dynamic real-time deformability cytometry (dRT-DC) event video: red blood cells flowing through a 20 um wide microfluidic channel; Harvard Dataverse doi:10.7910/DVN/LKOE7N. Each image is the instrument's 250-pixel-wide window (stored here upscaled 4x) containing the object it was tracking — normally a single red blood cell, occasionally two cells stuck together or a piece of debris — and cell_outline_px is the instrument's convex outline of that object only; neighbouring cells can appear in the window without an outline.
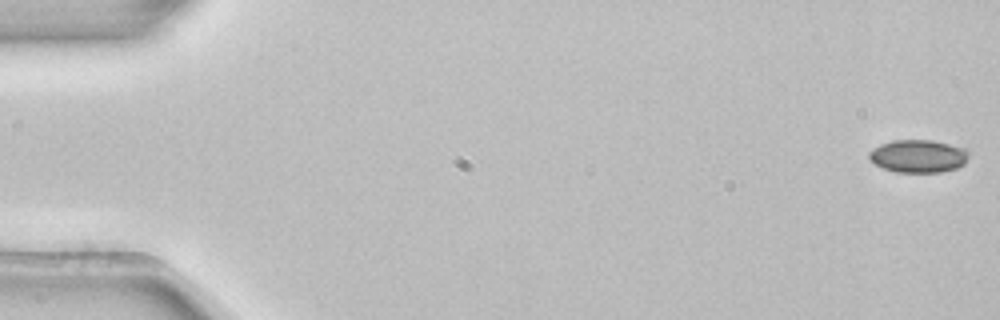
{"species": "common noctule bat (a hibernating species)", "species_latin": "Nyctalus noctula", "temperature_condition": "room temperature", "stored_images_in_passage": 54, "camera_frame_rate_fps": 3000, "um_per_image_px": 0.085, "animal": {"sex": "female", "body_mass_g": 22.7, "forearm_length_mm": 54.2}, "frame": {"image": 1, "passage_image": 1, "time_ms": 0.0, "image_size_px": [1000, 320], "cell_outline_px": [[968, 156], [964, 164], [956, 168], [940, 172], [896, 172], [884, 168], [876, 164], [868, 156], [868, 152], [872, 148], [880, 144], [892, 140], [932, 140], [964, 148], [968, 152]], "centroid_in_image_um": [78.03, 13.26], "position_along_channel_um": 7.0, "area_um2": 18.96}}
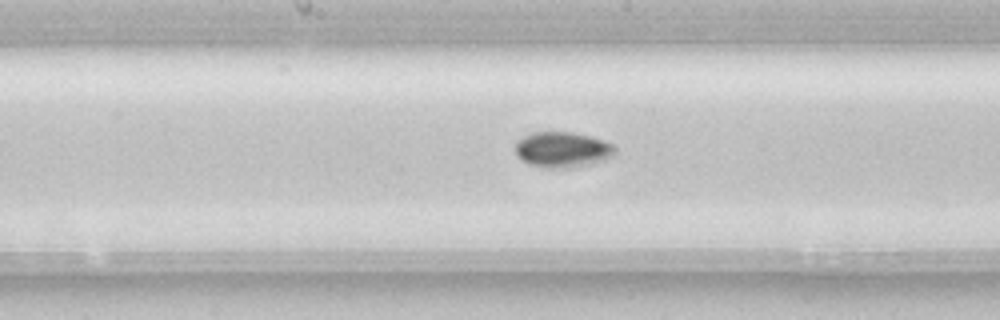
{"frame": {"image": 2, "passage_image": 28, "time_ms": 9.0, "image_size_px": [1000, 320], "cell_outline_px": [[616, 152], [612, 156], [604, 160], [592, 164], [576, 168], [544, 168], [528, 164], [520, 160], [516, 156], [516, 144], [524, 136], [532, 132], [572, 132], [592, 136], [612, 144], [616, 148]], "centroid_in_image_um": [47.82, 12.74], "position_along_channel_um": 200.4, "area_um2": 20.98}}
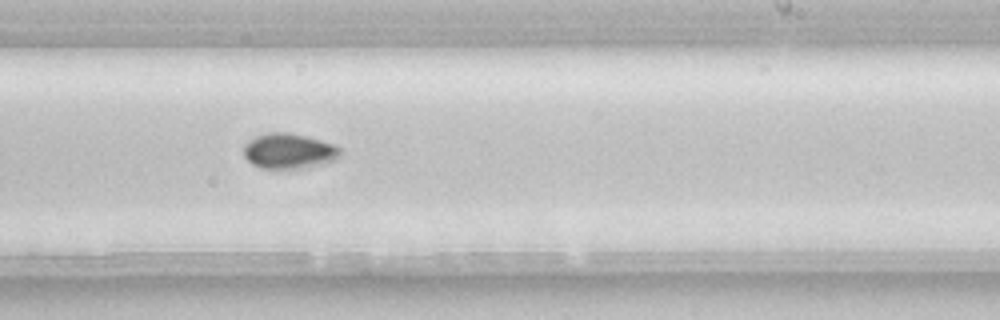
{"frame": {"image": 3, "passage_image": 33, "time_ms": 10.667, "image_size_px": [1000, 320], "cell_outline_px": [[344, 156], [336, 160], [324, 164], [304, 168], [260, 168], [252, 164], [244, 156], [244, 144], [248, 140], [256, 136], [268, 132], [288, 132], [336, 144], [340, 148]], "centroid_in_image_um": [24.6, 12.84], "position_along_channel_um": 264.4, "area_um2": 20.17}, "authors_computed_cell_mechanics": {"area_um2": 19.1029, "velocity_mm_per_s": 3.8731, "shape_relaxation_time_tau1_ms": 1.5185, "shape_relaxation_time_tau2_ms": null, "deformation_change_tau1": 0.0412, "deformation_change_tau2": null}}